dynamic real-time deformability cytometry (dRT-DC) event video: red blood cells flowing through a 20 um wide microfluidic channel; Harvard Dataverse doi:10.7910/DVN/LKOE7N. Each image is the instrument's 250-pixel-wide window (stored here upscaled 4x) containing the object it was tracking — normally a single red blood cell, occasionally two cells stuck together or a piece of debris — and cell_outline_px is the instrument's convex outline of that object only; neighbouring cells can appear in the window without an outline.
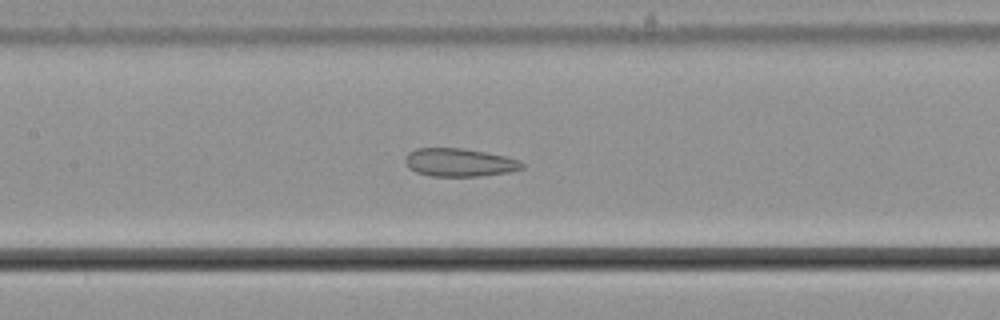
{"species": "common noctule bat (a hibernating species)", "species_latin": "Nyctalus noctula", "temperature_condition": "cold", "stored_images_in_passage": 31, "camera_frame_rate_fps": 3000, "um_per_image_px": 0.085, "animal": {"sex": "male", "body_mass_g": 21.5, "forearm_length_mm": 52.0}, "frame": {"image": 1, "passage_image": 27, "time_ms": 8.667, "image_size_px": [1000, 320], "cell_outline_px": [[524, 168], [508, 172], [480, 176], [432, 176], [416, 172], [408, 168], [404, 160], [404, 156], [408, 152], [416, 148], [460, 148], [484, 152], [504, 156], [520, 160], [524, 164]], "centroid_in_image_um": [39.01, 13.81], "position_along_channel_um": 168.4, "area_um2": 19.19}}